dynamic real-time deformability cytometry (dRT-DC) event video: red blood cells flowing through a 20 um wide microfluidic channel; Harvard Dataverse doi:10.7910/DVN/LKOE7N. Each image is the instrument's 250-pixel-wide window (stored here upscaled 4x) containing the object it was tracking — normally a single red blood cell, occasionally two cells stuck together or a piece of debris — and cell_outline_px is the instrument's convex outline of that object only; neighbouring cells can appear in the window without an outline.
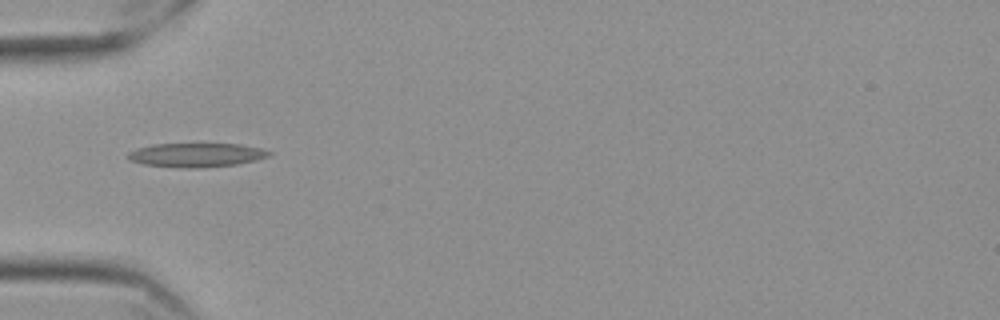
{"species": "Egyptian fruit bat (a non-hibernating species)", "species_latin": "Rousettus aegyptiacus", "temperature_condition": "cold", "stored_images_in_passage": 39, "camera_frame_rate_fps": 3000, "um_per_image_px": 0.085, "frame": {"image": 1, "passage_image": 1, "time_ms": 0.0, "image_size_px": [1000, 320], "cell_outline_px": [[272, 152], [268, 156], [256, 160], [236, 164], [192, 168], [188, 168], [144, 164], [128, 160], [128, 152], [152, 144], [240, 144], [260, 148]], "centroid_in_image_um": [16.69, 13.17], "position_along_channel_um": 68.3, "area_um2": 19.36}}
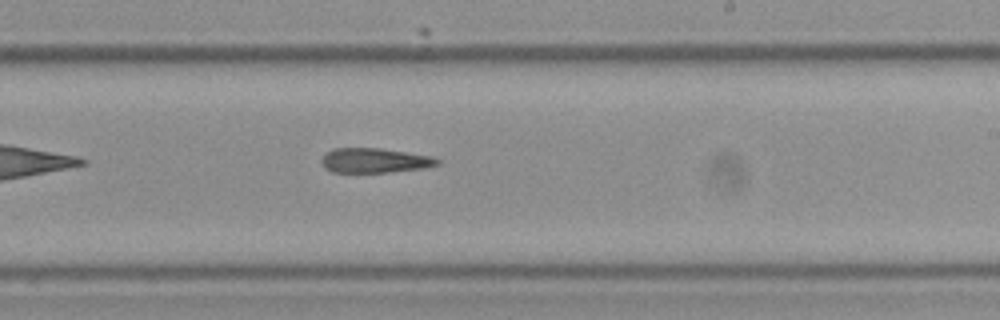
{"frame": {"image": 2, "passage_image": 17, "time_ms": 5.333, "image_size_px": [1000, 320], "cell_outline_px": [[440, 164], [424, 168], [384, 172], [332, 172], [324, 168], [320, 164], [320, 160], [332, 148], [380, 148], [432, 156], [440, 160]], "centroid_in_image_um": [31.82, 13.64], "position_along_channel_um": 257.2, "area_um2": 16.65}}
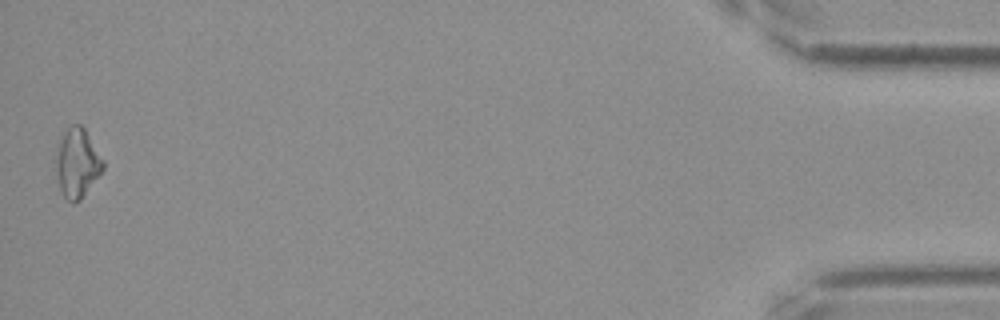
{"frame": {"image": 3, "passage_image": 39, "time_ms": 12.667, "image_size_px": [1000, 320], "cell_outline_px": [[104, 168], [80, 200], [72, 204], [64, 196], [60, 188], [56, 164], [56, 156], [64, 132], [72, 124], [80, 124], [84, 128], [104, 160]], "centroid_in_image_um": [6.59, 13.86], "position_along_channel_um": 428.6, "area_um2": 18.44}}